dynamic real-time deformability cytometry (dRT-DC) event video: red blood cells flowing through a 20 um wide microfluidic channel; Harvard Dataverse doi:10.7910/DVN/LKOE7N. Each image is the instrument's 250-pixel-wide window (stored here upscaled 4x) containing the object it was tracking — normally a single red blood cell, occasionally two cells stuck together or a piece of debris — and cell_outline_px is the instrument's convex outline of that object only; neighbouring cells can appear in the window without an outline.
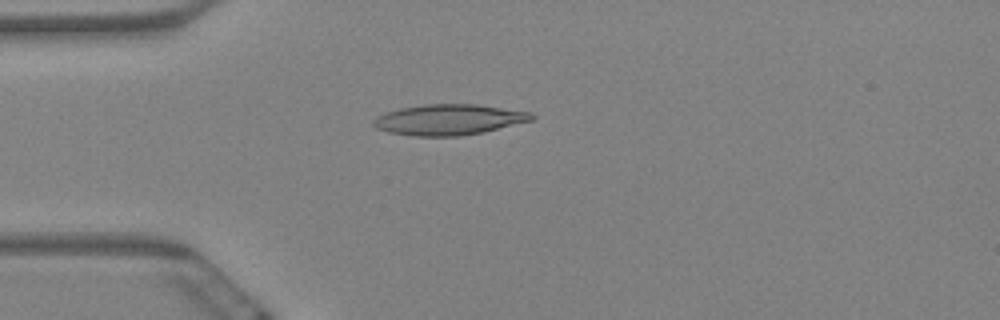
{"species": "Egyptian fruit bat (a non-hibernating species)", "species_latin": "Rousettus aegyptiacus", "temperature_condition": "warm", "stored_images_in_passage": 9, "camera_frame_rate_fps": 3000, "um_per_image_px": 0.085, "animal": {"sex": "female"}, "frame": {"image": 1, "passage_image": 4, "time_ms": 1.0, "image_size_px": [1000, 320], "cell_outline_px": [[536, 116], [532, 120], [484, 132], [460, 136], [412, 136], [388, 132], [376, 128], [372, 124], [372, 120], [376, 116], [384, 112], [400, 108], [424, 104], [476, 104], [532, 112]], "centroid_in_image_um": [38.12, 10.17], "position_along_channel_um": 46.9, "area_um2": 28.5}}
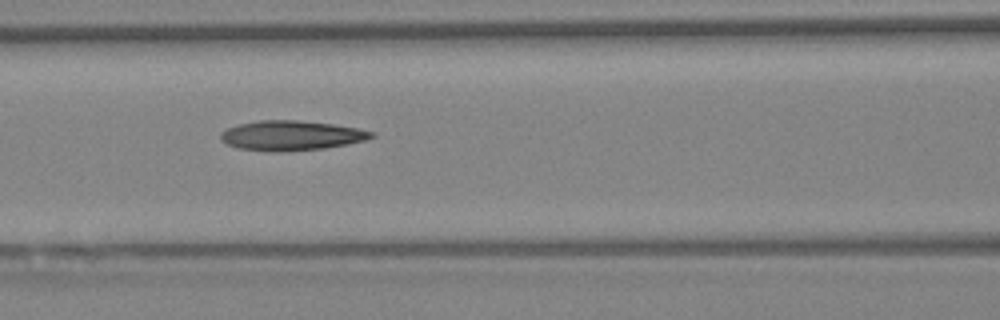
{"frame": {"image": 2, "passage_image": 7, "time_ms": 2.0, "image_size_px": [1000, 320], "cell_outline_px": [[376, 136], [364, 140], [348, 144], [324, 148], [280, 152], [272, 152], [236, 148], [220, 140], [220, 132], [228, 128], [240, 124], [256, 120], [296, 120], [332, 124], [356, 128], [376, 132]], "centroid_in_image_um": [24.74, 11.52], "position_along_channel_um": 141.9, "area_um2": 26.24}}
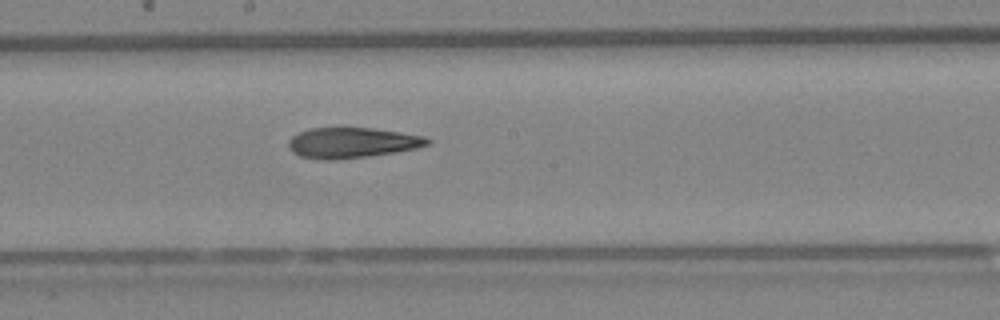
{"frame": {"image": 3, "passage_image": 9, "time_ms": 2.667, "image_size_px": [1000, 320], "cell_outline_px": [[432, 140], [428, 144], [416, 148], [396, 152], [368, 156], [332, 160], [324, 160], [300, 156], [292, 152], [288, 148], [288, 140], [292, 136], [308, 128], [340, 124], [372, 128], [400, 132], [424, 136]], "centroid_in_image_um": [29.86, 12.08], "position_along_channel_um": 218.3, "area_um2": 25.55}}